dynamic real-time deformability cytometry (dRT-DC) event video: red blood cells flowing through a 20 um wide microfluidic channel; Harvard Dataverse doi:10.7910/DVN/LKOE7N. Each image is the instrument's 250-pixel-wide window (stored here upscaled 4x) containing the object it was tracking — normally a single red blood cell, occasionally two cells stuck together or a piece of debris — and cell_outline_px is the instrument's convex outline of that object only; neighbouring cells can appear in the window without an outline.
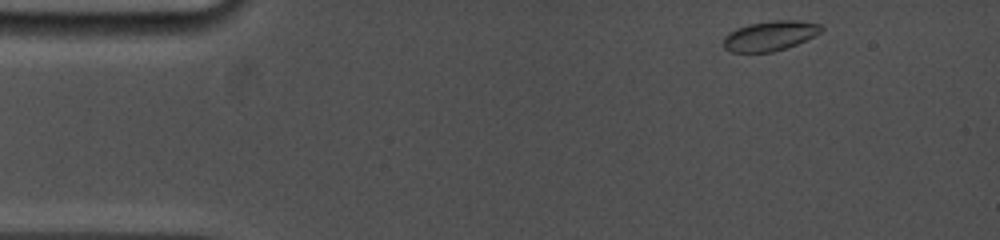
{"species": "common noctule bat (a hibernating species)", "species_latin": "Nyctalus noctula", "temperature_condition": "cold", "stored_images_in_passage": 7, "camera_frame_rate_fps": 5000, "um_per_image_px": 0.085, "animal": {"sex": "female", "body_mass_g": 19.0, "forearm_length_mm": 53.3}, "frame": {"image": 1, "passage_image": 1, "time_ms": 0.0, "image_size_px": [1000, 240], "cell_outline_px": [[824, 28], [820, 32], [796, 44], [772, 52], [732, 52], [724, 48], [724, 36], [728, 32], [736, 28], [748, 24], [772, 20], [796, 20], [820, 24]], "centroid_in_image_um": [65.41, 3.03], "position_along_channel_um": 19.6, "area_um2": 16.88}}
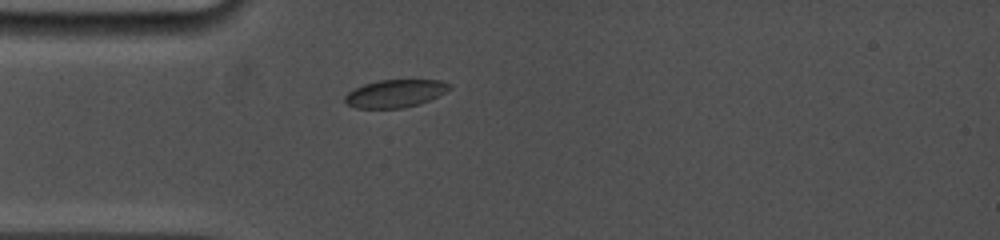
{"frame": {"image": 2, "passage_image": 5, "time_ms": 2.8, "image_size_px": [1000, 240], "cell_outline_px": [[452, 88], [428, 100], [404, 108], [356, 108], [348, 104], [344, 100], [344, 96], [348, 92], [364, 84], [380, 80], [440, 80], [452, 84]], "centroid_in_image_um": [33.59, 7.94], "position_along_channel_um": 51.4, "area_um2": 16.7}}
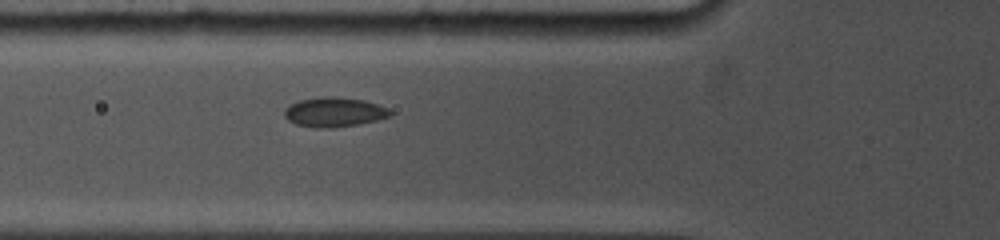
{"frame": {"image": 3, "passage_image": 7, "time_ms": 4.2, "image_size_px": [1000, 240], "cell_outline_px": [[392, 116], [376, 120], [356, 124], [332, 128], [316, 128], [296, 124], [288, 120], [284, 116], [284, 108], [300, 100], [324, 96], [332, 96], [364, 100], [388, 108], [392, 112]], "centroid_in_image_um": [28.4, 9.53], "position_along_channel_um": 97.4, "area_um2": 18.15}}